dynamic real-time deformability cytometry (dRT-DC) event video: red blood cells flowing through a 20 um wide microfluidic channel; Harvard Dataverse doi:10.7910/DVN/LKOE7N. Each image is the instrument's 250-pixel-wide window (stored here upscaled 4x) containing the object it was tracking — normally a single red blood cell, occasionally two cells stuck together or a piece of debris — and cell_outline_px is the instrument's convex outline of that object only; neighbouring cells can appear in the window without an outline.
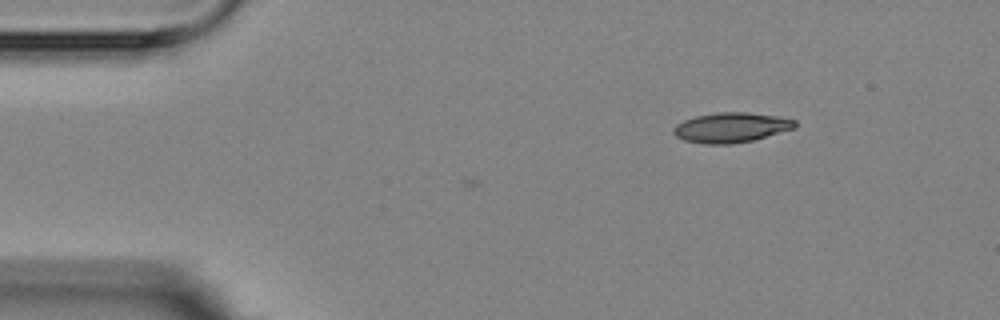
{"species": "Egyptian fruit bat (a non-hibernating species)", "species_latin": "Rousettus aegyptiacus", "temperature_condition": "room temperature", "stored_images_in_passage": 3, "camera_frame_rate_fps": 3000, "um_per_image_px": 0.085, "animal": {"sex": "female"}, "frame": {"image": 1, "passage_image": 3, "time_ms": 3.333, "image_size_px": [1000, 320], "cell_outline_px": [[796, 128], [752, 140], [732, 144], [704, 144], [684, 140], [676, 136], [672, 132], [672, 128], [676, 124], [684, 120], [696, 116], [720, 112], [748, 112], [776, 116], [796, 120]], "centroid_in_image_um": [62.13, 10.84], "position_along_channel_um": 22.9, "area_um2": 21.15}}